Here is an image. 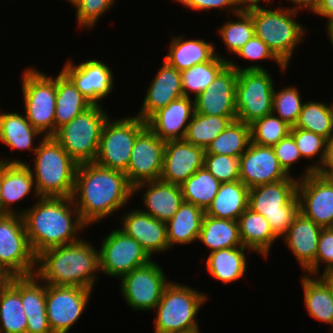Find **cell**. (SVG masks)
Segmentation results:
<instances>
[{"mask_svg":"<svg viewBox=\"0 0 333 333\" xmlns=\"http://www.w3.org/2000/svg\"><path fill=\"white\" fill-rule=\"evenodd\" d=\"M132 196L125 172L94 162L78 164L72 199L87 226L123 208Z\"/></svg>","mask_w":333,"mask_h":333,"instance_id":"obj_1","label":"cell"},{"mask_svg":"<svg viewBox=\"0 0 333 333\" xmlns=\"http://www.w3.org/2000/svg\"><path fill=\"white\" fill-rule=\"evenodd\" d=\"M18 214L23 217L36 256L47 249L79 241L81 238L76 236L88 227L81 220L72 197H38L35 205L19 210Z\"/></svg>","mask_w":333,"mask_h":333,"instance_id":"obj_2","label":"cell"},{"mask_svg":"<svg viewBox=\"0 0 333 333\" xmlns=\"http://www.w3.org/2000/svg\"><path fill=\"white\" fill-rule=\"evenodd\" d=\"M35 275L45 284L93 290L99 251L84 239L47 249L36 256Z\"/></svg>","mask_w":333,"mask_h":333,"instance_id":"obj_3","label":"cell"},{"mask_svg":"<svg viewBox=\"0 0 333 333\" xmlns=\"http://www.w3.org/2000/svg\"><path fill=\"white\" fill-rule=\"evenodd\" d=\"M41 137L32 171L39 197H72L78 163L53 136Z\"/></svg>","mask_w":333,"mask_h":333,"instance_id":"obj_4","label":"cell"},{"mask_svg":"<svg viewBox=\"0 0 333 333\" xmlns=\"http://www.w3.org/2000/svg\"><path fill=\"white\" fill-rule=\"evenodd\" d=\"M244 9L252 16L255 35L288 67L293 51L295 52L307 32L304 26L294 19L298 12L281 7L273 10L270 7H261L260 4Z\"/></svg>","mask_w":333,"mask_h":333,"instance_id":"obj_5","label":"cell"},{"mask_svg":"<svg viewBox=\"0 0 333 333\" xmlns=\"http://www.w3.org/2000/svg\"><path fill=\"white\" fill-rule=\"evenodd\" d=\"M298 180L290 175L278 182L249 188L248 208L263 215L278 238L286 234L299 213Z\"/></svg>","mask_w":333,"mask_h":333,"instance_id":"obj_6","label":"cell"},{"mask_svg":"<svg viewBox=\"0 0 333 333\" xmlns=\"http://www.w3.org/2000/svg\"><path fill=\"white\" fill-rule=\"evenodd\" d=\"M205 300L207 296L204 293L170 281L155 307V333L199 332L195 316Z\"/></svg>","mask_w":333,"mask_h":333,"instance_id":"obj_7","label":"cell"},{"mask_svg":"<svg viewBox=\"0 0 333 333\" xmlns=\"http://www.w3.org/2000/svg\"><path fill=\"white\" fill-rule=\"evenodd\" d=\"M228 65L238 71L235 93L237 120L250 125L271 114L275 89L271 74L258 64L241 68L230 59Z\"/></svg>","mask_w":333,"mask_h":333,"instance_id":"obj_8","label":"cell"},{"mask_svg":"<svg viewBox=\"0 0 333 333\" xmlns=\"http://www.w3.org/2000/svg\"><path fill=\"white\" fill-rule=\"evenodd\" d=\"M108 117L101 105H92L61 126L53 138L78 164L94 162L101 131Z\"/></svg>","mask_w":333,"mask_h":333,"instance_id":"obj_9","label":"cell"},{"mask_svg":"<svg viewBox=\"0 0 333 333\" xmlns=\"http://www.w3.org/2000/svg\"><path fill=\"white\" fill-rule=\"evenodd\" d=\"M22 77L26 119L43 136H53L55 134L56 78L32 67L26 68Z\"/></svg>","mask_w":333,"mask_h":333,"instance_id":"obj_10","label":"cell"},{"mask_svg":"<svg viewBox=\"0 0 333 333\" xmlns=\"http://www.w3.org/2000/svg\"><path fill=\"white\" fill-rule=\"evenodd\" d=\"M110 119L108 117L103 125L94 163L107 169L125 172L136 137L147 127V123L138 116L116 121Z\"/></svg>","mask_w":333,"mask_h":333,"instance_id":"obj_11","label":"cell"},{"mask_svg":"<svg viewBox=\"0 0 333 333\" xmlns=\"http://www.w3.org/2000/svg\"><path fill=\"white\" fill-rule=\"evenodd\" d=\"M0 263L16 277L35 273L36 255L20 214L0 215Z\"/></svg>","mask_w":333,"mask_h":333,"instance_id":"obj_12","label":"cell"},{"mask_svg":"<svg viewBox=\"0 0 333 333\" xmlns=\"http://www.w3.org/2000/svg\"><path fill=\"white\" fill-rule=\"evenodd\" d=\"M100 247L99 269L112 277L121 278L152 260L139 242L127 236L120 228L110 232Z\"/></svg>","mask_w":333,"mask_h":333,"instance_id":"obj_13","label":"cell"},{"mask_svg":"<svg viewBox=\"0 0 333 333\" xmlns=\"http://www.w3.org/2000/svg\"><path fill=\"white\" fill-rule=\"evenodd\" d=\"M120 280L126 304L140 311L155 309L165 287L170 283L160 265L152 260L122 276Z\"/></svg>","mask_w":333,"mask_h":333,"instance_id":"obj_14","label":"cell"},{"mask_svg":"<svg viewBox=\"0 0 333 333\" xmlns=\"http://www.w3.org/2000/svg\"><path fill=\"white\" fill-rule=\"evenodd\" d=\"M92 290L46 284V313L52 333H68L84 312Z\"/></svg>","mask_w":333,"mask_h":333,"instance_id":"obj_15","label":"cell"},{"mask_svg":"<svg viewBox=\"0 0 333 333\" xmlns=\"http://www.w3.org/2000/svg\"><path fill=\"white\" fill-rule=\"evenodd\" d=\"M165 141L161 140L148 126L136 137L129 166L125 171L129 184L136 185L160 180Z\"/></svg>","mask_w":333,"mask_h":333,"instance_id":"obj_16","label":"cell"},{"mask_svg":"<svg viewBox=\"0 0 333 333\" xmlns=\"http://www.w3.org/2000/svg\"><path fill=\"white\" fill-rule=\"evenodd\" d=\"M299 212L317 225L327 228L333 220V179L314 172L299 178Z\"/></svg>","mask_w":333,"mask_h":333,"instance_id":"obj_17","label":"cell"},{"mask_svg":"<svg viewBox=\"0 0 333 333\" xmlns=\"http://www.w3.org/2000/svg\"><path fill=\"white\" fill-rule=\"evenodd\" d=\"M92 104L100 105L113 88L112 70L100 60L91 59L75 65L70 59L61 70Z\"/></svg>","mask_w":333,"mask_h":333,"instance_id":"obj_18","label":"cell"},{"mask_svg":"<svg viewBox=\"0 0 333 333\" xmlns=\"http://www.w3.org/2000/svg\"><path fill=\"white\" fill-rule=\"evenodd\" d=\"M272 147L250 143L239 157V178L248 187H256L287 179Z\"/></svg>","mask_w":333,"mask_h":333,"instance_id":"obj_19","label":"cell"},{"mask_svg":"<svg viewBox=\"0 0 333 333\" xmlns=\"http://www.w3.org/2000/svg\"><path fill=\"white\" fill-rule=\"evenodd\" d=\"M237 76L238 71L227 65L214 81L194 98L195 112L210 116H237Z\"/></svg>","mask_w":333,"mask_h":333,"instance_id":"obj_20","label":"cell"},{"mask_svg":"<svg viewBox=\"0 0 333 333\" xmlns=\"http://www.w3.org/2000/svg\"><path fill=\"white\" fill-rule=\"evenodd\" d=\"M204 155V148L184 139L166 141L160 180L180 186L204 167Z\"/></svg>","mask_w":333,"mask_h":333,"instance_id":"obj_21","label":"cell"},{"mask_svg":"<svg viewBox=\"0 0 333 333\" xmlns=\"http://www.w3.org/2000/svg\"><path fill=\"white\" fill-rule=\"evenodd\" d=\"M179 97L156 111L147 126L163 141L183 140L195 112L194 98Z\"/></svg>","mask_w":333,"mask_h":333,"instance_id":"obj_22","label":"cell"},{"mask_svg":"<svg viewBox=\"0 0 333 333\" xmlns=\"http://www.w3.org/2000/svg\"><path fill=\"white\" fill-rule=\"evenodd\" d=\"M121 231L135 239L152 258L153 253L167 251L166 222L153 218L140 209H133L122 217Z\"/></svg>","mask_w":333,"mask_h":333,"instance_id":"obj_23","label":"cell"},{"mask_svg":"<svg viewBox=\"0 0 333 333\" xmlns=\"http://www.w3.org/2000/svg\"><path fill=\"white\" fill-rule=\"evenodd\" d=\"M0 161L2 215L18 214L17 210H13L11 205L26 197L33 188L34 197H39L32 176V169L29 163L17 159L11 161L4 158Z\"/></svg>","mask_w":333,"mask_h":333,"instance_id":"obj_24","label":"cell"},{"mask_svg":"<svg viewBox=\"0 0 333 333\" xmlns=\"http://www.w3.org/2000/svg\"><path fill=\"white\" fill-rule=\"evenodd\" d=\"M181 72L165 60L147 89L141 110L136 116L147 121L156 111L184 96Z\"/></svg>","mask_w":333,"mask_h":333,"instance_id":"obj_25","label":"cell"},{"mask_svg":"<svg viewBox=\"0 0 333 333\" xmlns=\"http://www.w3.org/2000/svg\"><path fill=\"white\" fill-rule=\"evenodd\" d=\"M145 187L147 190L143 194V203L147 210L141 209V211L160 221L167 222L170 220L184 202L179 185L161 180L136 185L133 188V195Z\"/></svg>","mask_w":333,"mask_h":333,"instance_id":"obj_26","label":"cell"},{"mask_svg":"<svg viewBox=\"0 0 333 333\" xmlns=\"http://www.w3.org/2000/svg\"><path fill=\"white\" fill-rule=\"evenodd\" d=\"M322 228L299 212L283 236L286 245L305 272L315 263Z\"/></svg>","mask_w":333,"mask_h":333,"instance_id":"obj_27","label":"cell"},{"mask_svg":"<svg viewBox=\"0 0 333 333\" xmlns=\"http://www.w3.org/2000/svg\"><path fill=\"white\" fill-rule=\"evenodd\" d=\"M35 275L20 276V296L27 317L26 333H52L46 313V284Z\"/></svg>","mask_w":333,"mask_h":333,"instance_id":"obj_28","label":"cell"},{"mask_svg":"<svg viewBox=\"0 0 333 333\" xmlns=\"http://www.w3.org/2000/svg\"><path fill=\"white\" fill-rule=\"evenodd\" d=\"M249 188L241 181L221 183L218 193L205 210V214L215 218L237 221L248 208Z\"/></svg>","mask_w":333,"mask_h":333,"instance_id":"obj_29","label":"cell"},{"mask_svg":"<svg viewBox=\"0 0 333 333\" xmlns=\"http://www.w3.org/2000/svg\"><path fill=\"white\" fill-rule=\"evenodd\" d=\"M237 222L243 246L268 257L273 242L278 239L268 220L263 215L247 208Z\"/></svg>","mask_w":333,"mask_h":333,"instance_id":"obj_30","label":"cell"},{"mask_svg":"<svg viewBox=\"0 0 333 333\" xmlns=\"http://www.w3.org/2000/svg\"><path fill=\"white\" fill-rule=\"evenodd\" d=\"M204 215L202 208L184 201L174 216L166 222L169 248L198 240Z\"/></svg>","mask_w":333,"mask_h":333,"instance_id":"obj_31","label":"cell"},{"mask_svg":"<svg viewBox=\"0 0 333 333\" xmlns=\"http://www.w3.org/2000/svg\"><path fill=\"white\" fill-rule=\"evenodd\" d=\"M184 36L172 37L164 60L178 71H184L196 64L210 61L216 54L215 46L205 40H183Z\"/></svg>","mask_w":333,"mask_h":333,"instance_id":"obj_32","label":"cell"},{"mask_svg":"<svg viewBox=\"0 0 333 333\" xmlns=\"http://www.w3.org/2000/svg\"><path fill=\"white\" fill-rule=\"evenodd\" d=\"M92 104L80 93L72 81L61 71L56 76L55 133Z\"/></svg>","mask_w":333,"mask_h":333,"instance_id":"obj_33","label":"cell"},{"mask_svg":"<svg viewBox=\"0 0 333 333\" xmlns=\"http://www.w3.org/2000/svg\"><path fill=\"white\" fill-rule=\"evenodd\" d=\"M246 249L251 251L239 246L210 252L206 260V269L211 276L224 284L239 280L247 270Z\"/></svg>","mask_w":333,"mask_h":333,"instance_id":"obj_34","label":"cell"},{"mask_svg":"<svg viewBox=\"0 0 333 333\" xmlns=\"http://www.w3.org/2000/svg\"><path fill=\"white\" fill-rule=\"evenodd\" d=\"M41 132L19 113H0V141L13 150H37L33 142Z\"/></svg>","mask_w":333,"mask_h":333,"instance_id":"obj_35","label":"cell"},{"mask_svg":"<svg viewBox=\"0 0 333 333\" xmlns=\"http://www.w3.org/2000/svg\"><path fill=\"white\" fill-rule=\"evenodd\" d=\"M198 241L206 245L211 252L243 246L237 221L215 218L206 214L203 217Z\"/></svg>","mask_w":333,"mask_h":333,"instance_id":"obj_36","label":"cell"},{"mask_svg":"<svg viewBox=\"0 0 333 333\" xmlns=\"http://www.w3.org/2000/svg\"><path fill=\"white\" fill-rule=\"evenodd\" d=\"M0 333H26L27 317L20 296V276L0 293Z\"/></svg>","mask_w":333,"mask_h":333,"instance_id":"obj_37","label":"cell"},{"mask_svg":"<svg viewBox=\"0 0 333 333\" xmlns=\"http://www.w3.org/2000/svg\"><path fill=\"white\" fill-rule=\"evenodd\" d=\"M312 277L314 276L304 275L301 281L308 315L333 325V294L318 276L316 279Z\"/></svg>","mask_w":333,"mask_h":333,"instance_id":"obj_38","label":"cell"},{"mask_svg":"<svg viewBox=\"0 0 333 333\" xmlns=\"http://www.w3.org/2000/svg\"><path fill=\"white\" fill-rule=\"evenodd\" d=\"M251 143L250 125L233 120L205 149V154L240 157Z\"/></svg>","mask_w":333,"mask_h":333,"instance_id":"obj_39","label":"cell"},{"mask_svg":"<svg viewBox=\"0 0 333 333\" xmlns=\"http://www.w3.org/2000/svg\"><path fill=\"white\" fill-rule=\"evenodd\" d=\"M227 58L215 55L210 61L196 64L191 68L181 71V83L184 97L194 98L204 91L216 78V76L228 65ZM190 93H189V92Z\"/></svg>","mask_w":333,"mask_h":333,"instance_id":"obj_40","label":"cell"},{"mask_svg":"<svg viewBox=\"0 0 333 333\" xmlns=\"http://www.w3.org/2000/svg\"><path fill=\"white\" fill-rule=\"evenodd\" d=\"M237 116H210L194 112L184 140L206 149Z\"/></svg>","mask_w":333,"mask_h":333,"instance_id":"obj_41","label":"cell"},{"mask_svg":"<svg viewBox=\"0 0 333 333\" xmlns=\"http://www.w3.org/2000/svg\"><path fill=\"white\" fill-rule=\"evenodd\" d=\"M220 185L221 182L203 167L180 187L185 202L192 203L205 211L217 195Z\"/></svg>","mask_w":333,"mask_h":333,"instance_id":"obj_42","label":"cell"},{"mask_svg":"<svg viewBox=\"0 0 333 333\" xmlns=\"http://www.w3.org/2000/svg\"><path fill=\"white\" fill-rule=\"evenodd\" d=\"M296 128H302L321 135L328 141L333 138V118L330 105L316 101L305 102Z\"/></svg>","mask_w":333,"mask_h":333,"instance_id":"obj_43","label":"cell"},{"mask_svg":"<svg viewBox=\"0 0 333 333\" xmlns=\"http://www.w3.org/2000/svg\"><path fill=\"white\" fill-rule=\"evenodd\" d=\"M290 135L294 138L302 158L305 157L312 159L315 155L320 153L319 161L316 162V160H314L313 162L316 164H310L305 169V174L303 173L301 175V178L317 172L324 163L328 140L321 135L315 134L314 132L304 130L302 128H296L295 126L291 127Z\"/></svg>","mask_w":333,"mask_h":333,"instance_id":"obj_44","label":"cell"},{"mask_svg":"<svg viewBox=\"0 0 333 333\" xmlns=\"http://www.w3.org/2000/svg\"><path fill=\"white\" fill-rule=\"evenodd\" d=\"M234 16L237 17V21H227L218 31L228 48L227 51L236 54L255 33L252 16L244 8Z\"/></svg>","mask_w":333,"mask_h":333,"instance_id":"obj_45","label":"cell"},{"mask_svg":"<svg viewBox=\"0 0 333 333\" xmlns=\"http://www.w3.org/2000/svg\"><path fill=\"white\" fill-rule=\"evenodd\" d=\"M250 129L251 142L273 147L290 134L291 126L271 113L250 124Z\"/></svg>","mask_w":333,"mask_h":333,"instance_id":"obj_46","label":"cell"},{"mask_svg":"<svg viewBox=\"0 0 333 333\" xmlns=\"http://www.w3.org/2000/svg\"><path fill=\"white\" fill-rule=\"evenodd\" d=\"M304 102L301 101L300 91L294 86L283 87L280 91L274 89L272 113L291 127L297 123Z\"/></svg>","mask_w":333,"mask_h":333,"instance_id":"obj_47","label":"cell"},{"mask_svg":"<svg viewBox=\"0 0 333 333\" xmlns=\"http://www.w3.org/2000/svg\"><path fill=\"white\" fill-rule=\"evenodd\" d=\"M204 167L221 183L240 180L239 157L205 154Z\"/></svg>","mask_w":333,"mask_h":333,"instance_id":"obj_48","label":"cell"},{"mask_svg":"<svg viewBox=\"0 0 333 333\" xmlns=\"http://www.w3.org/2000/svg\"><path fill=\"white\" fill-rule=\"evenodd\" d=\"M116 0H74L71 3L76 7V18L79 27L92 28L98 18L111 9Z\"/></svg>","mask_w":333,"mask_h":333,"instance_id":"obj_49","label":"cell"},{"mask_svg":"<svg viewBox=\"0 0 333 333\" xmlns=\"http://www.w3.org/2000/svg\"><path fill=\"white\" fill-rule=\"evenodd\" d=\"M235 55H238V57L251 61L272 59L278 64V67L281 68L283 72L286 71V69H288L275 56V54L270 50L268 45L259 37H257L255 34L241 49L237 51Z\"/></svg>","mask_w":333,"mask_h":333,"instance_id":"obj_50","label":"cell"},{"mask_svg":"<svg viewBox=\"0 0 333 333\" xmlns=\"http://www.w3.org/2000/svg\"><path fill=\"white\" fill-rule=\"evenodd\" d=\"M320 262L325 264V270L333 267V231L328 227L322 228L315 263L306 271L305 275H319Z\"/></svg>","mask_w":333,"mask_h":333,"instance_id":"obj_51","label":"cell"},{"mask_svg":"<svg viewBox=\"0 0 333 333\" xmlns=\"http://www.w3.org/2000/svg\"><path fill=\"white\" fill-rule=\"evenodd\" d=\"M272 148L280 166L290 176V168L295 162L302 158L294 138L289 134L287 137L281 139Z\"/></svg>","mask_w":333,"mask_h":333,"instance_id":"obj_52","label":"cell"},{"mask_svg":"<svg viewBox=\"0 0 333 333\" xmlns=\"http://www.w3.org/2000/svg\"><path fill=\"white\" fill-rule=\"evenodd\" d=\"M184 6L201 11V10H210L214 8H227V10H231L233 14L241 11L243 8L238 3L237 0H175ZM229 7V9H228Z\"/></svg>","mask_w":333,"mask_h":333,"instance_id":"obj_53","label":"cell"},{"mask_svg":"<svg viewBox=\"0 0 333 333\" xmlns=\"http://www.w3.org/2000/svg\"><path fill=\"white\" fill-rule=\"evenodd\" d=\"M317 172L324 177L333 179V138L327 143L324 163Z\"/></svg>","mask_w":333,"mask_h":333,"instance_id":"obj_54","label":"cell"},{"mask_svg":"<svg viewBox=\"0 0 333 333\" xmlns=\"http://www.w3.org/2000/svg\"><path fill=\"white\" fill-rule=\"evenodd\" d=\"M313 13L325 16L328 18L327 23H329L333 19V0H320L319 5Z\"/></svg>","mask_w":333,"mask_h":333,"instance_id":"obj_55","label":"cell"},{"mask_svg":"<svg viewBox=\"0 0 333 333\" xmlns=\"http://www.w3.org/2000/svg\"><path fill=\"white\" fill-rule=\"evenodd\" d=\"M16 276L0 263V293L7 289Z\"/></svg>","mask_w":333,"mask_h":333,"instance_id":"obj_56","label":"cell"},{"mask_svg":"<svg viewBox=\"0 0 333 333\" xmlns=\"http://www.w3.org/2000/svg\"><path fill=\"white\" fill-rule=\"evenodd\" d=\"M292 4H294V7H290L291 9L295 11H300L302 8L311 10V12H314L319 5L320 0H289Z\"/></svg>","mask_w":333,"mask_h":333,"instance_id":"obj_57","label":"cell"},{"mask_svg":"<svg viewBox=\"0 0 333 333\" xmlns=\"http://www.w3.org/2000/svg\"><path fill=\"white\" fill-rule=\"evenodd\" d=\"M324 284L329 288L330 292L333 294V267L323 271L320 276H318Z\"/></svg>","mask_w":333,"mask_h":333,"instance_id":"obj_58","label":"cell"},{"mask_svg":"<svg viewBox=\"0 0 333 333\" xmlns=\"http://www.w3.org/2000/svg\"><path fill=\"white\" fill-rule=\"evenodd\" d=\"M238 3L241 5L242 8H247V7H250V6H253V5H259V2H271V0H237Z\"/></svg>","mask_w":333,"mask_h":333,"instance_id":"obj_59","label":"cell"},{"mask_svg":"<svg viewBox=\"0 0 333 333\" xmlns=\"http://www.w3.org/2000/svg\"><path fill=\"white\" fill-rule=\"evenodd\" d=\"M326 26V31L328 32L327 34L330 38L331 45L333 46V19Z\"/></svg>","mask_w":333,"mask_h":333,"instance_id":"obj_60","label":"cell"},{"mask_svg":"<svg viewBox=\"0 0 333 333\" xmlns=\"http://www.w3.org/2000/svg\"><path fill=\"white\" fill-rule=\"evenodd\" d=\"M0 215H2V199H1V161H0Z\"/></svg>","mask_w":333,"mask_h":333,"instance_id":"obj_61","label":"cell"},{"mask_svg":"<svg viewBox=\"0 0 333 333\" xmlns=\"http://www.w3.org/2000/svg\"><path fill=\"white\" fill-rule=\"evenodd\" d=\"M328 228L333 231V220H332L331 224L328 226Z\"/></svg>","mask_w":333,"mask_h":333,"instance_id":"obj_62","label":"cell"},{"mask_svg":"<svg viewBox=\"0 0 333 333\" xmlns=\"http://www.w3.org/2000/svg\"><path fill=\"white\" fill-rule=\"evenodd\" d=\"M330 108H331V113H332V118H333V103L330 104Z\"/></svg>","mask_w":333,"mask_h":333,"instance_id":"obj_63","label":"cell"}]
</instances>
